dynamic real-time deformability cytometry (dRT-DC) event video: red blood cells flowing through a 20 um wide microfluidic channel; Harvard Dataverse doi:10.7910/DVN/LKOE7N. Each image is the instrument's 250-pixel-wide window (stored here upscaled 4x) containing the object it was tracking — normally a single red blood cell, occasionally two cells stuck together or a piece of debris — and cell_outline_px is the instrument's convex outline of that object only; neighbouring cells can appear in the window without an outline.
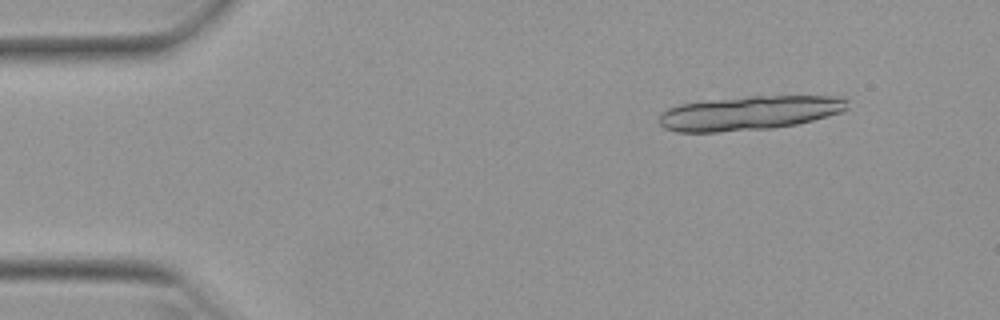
{"species": "Egyptian fruit bat (a non-hibernating species)", "species_latin": "Rousettus aegyptiacus", "temperature_condition": "warm", "stored_images_in_passage": 17, "camera_frame_rate_fps": 3000, "um_per_image_px": 0.085, "animal": {"sex": "female"}, "frame": {"image": 1, "passage_image": 6, "time_ms": 1.667, "image_size_px": [1000, 320], "cell_outline_px": [[848, 108], [840, 112], [812, 120], [796, 124], [772, 128], [720, 132], [676, 132], [664, 128], [660, 124], [660, 112], [668, 108], [680, 104], [752, 96], [844, 96], [848, 100]], "centroid_in_image_um": [63.7, 9.61], "position_along_channel_um": 21.3, "area_um2": 37.28}}